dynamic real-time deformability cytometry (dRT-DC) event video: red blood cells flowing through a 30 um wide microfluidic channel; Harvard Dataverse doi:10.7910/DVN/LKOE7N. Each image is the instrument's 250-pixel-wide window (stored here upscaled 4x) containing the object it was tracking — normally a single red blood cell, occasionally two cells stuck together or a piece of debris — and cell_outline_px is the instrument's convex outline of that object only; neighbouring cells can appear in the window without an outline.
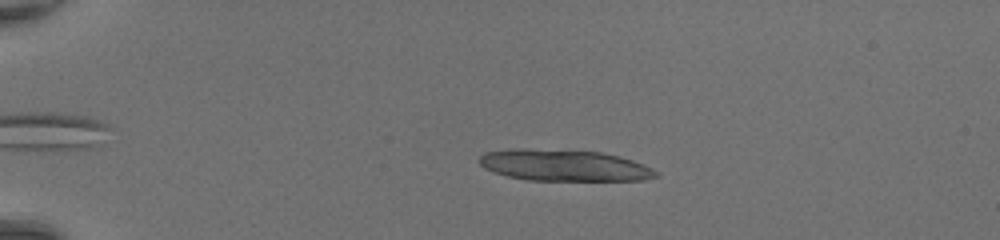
{"species": "common noctule bat (a hibernating species)", "species_latin": "Nyctalus noctula", "temperature_condition": "room temperature", "stored_images_in_passage": 44, "segment_of_instrument_passage": [1, 2], "camera_frame_rate_fps": 3000, "um_per_image_px": 0.085, "animal": {"sex": "female", "body_mass_g": 20.0, "forearm_length_mm": 54.0}, "frame": {"image": 1, "passage_image": 12, "time_ms": 3.667, "image_size_px": [1000, 240], "cell_outline_px": [[656, 176], [644, 180], [528, 180], [508, 176], [484, 168], [476, 160], [480, 156], [488, 152], [516, 148], [600, 152], [620, 156], [632, 160], [652, 168], [656, 172]], "centroid_in_image_um": [47.92, 14.05], "position_along_channel_um": 37.1, "area_um2": 31.91}}